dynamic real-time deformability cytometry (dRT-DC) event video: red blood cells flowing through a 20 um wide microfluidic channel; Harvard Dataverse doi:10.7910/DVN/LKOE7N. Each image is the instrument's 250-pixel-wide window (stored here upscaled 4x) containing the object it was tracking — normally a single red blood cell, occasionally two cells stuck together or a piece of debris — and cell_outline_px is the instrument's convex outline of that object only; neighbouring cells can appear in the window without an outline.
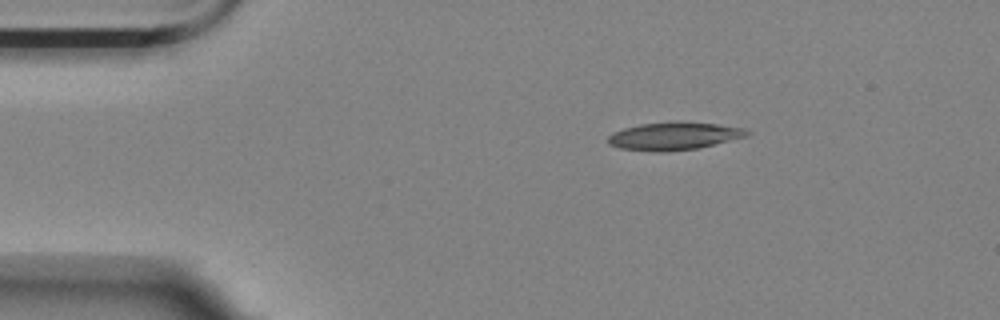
{"species": "Egyptian fruit bat (a non-hibernating species)", "species_latin": "Rousettus aegyptiacus", "temperature_condition": "room temperature", "stored_images_in_passage": 47, "camera_frame_rate_fps": 3000, "um_per_image_px": 0.085, "animal": {"sex": "female"}, "frame": {"image": 1, "passage_image": 1, "time_ms": 0.0, "image_size_px": [1000, 320], "cell_outline_px": [[752, 132], [748, 136], [696, 148], [668, 152], [656, 152], [620, 148], [608, 144], [608, 136], [612, 132], [624, 128], [640, 124], [716, 124], [744, 128]], "centroid_in_image_um": [57.26, 11.61], "position_along_channel_um": 27.7, "area_um2": 21.62}}
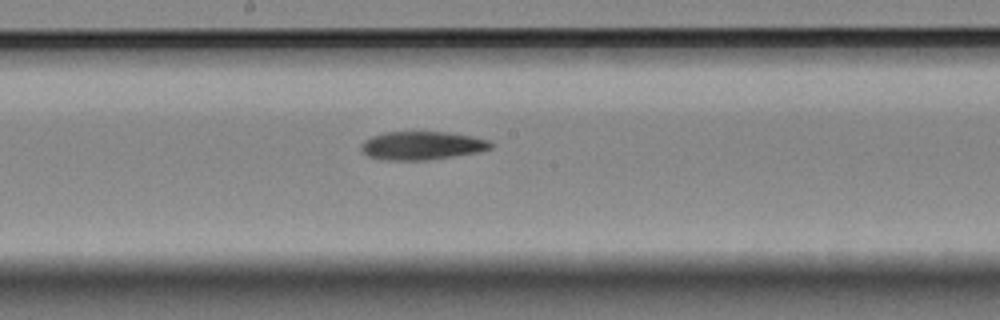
{"frame": {"image": 2, "passage_image": 21, "time_ms": 6.667, "image_size_px": [1000, 320], "cell_outline_px": [[492, 148], [476, 152], [428, 160], [388, 160], [368, 156], [360, 148], [360, 144], [364, 140], [372, 136], [384, 132], [444, 132], [472, 136], [488, 140], [492, 144]], "centroid_in_image_um": [35.83, 12.37], "position_along_channel_um": 212.4, "area_um2": 21.21}}
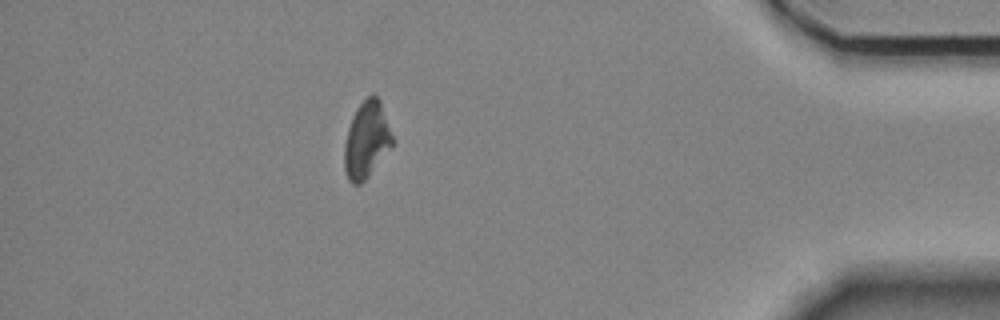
{"frame": {"image": 3, "passage_image": 41, "time_ms": 13.333, "image_size_px": [1000, 320], "cell_outline_px": [[392, 144], [368, 176], [360, 184], [352, 184], [348, 180], [344, 168], [344, 144], [348, 128], [356, 108], [372, 92], [380, 100], [392, 136]], "centroid_in_image_um": [31.12, 11.88], "position_along_channel_um": 404.1, "area_um2": 20.98}}